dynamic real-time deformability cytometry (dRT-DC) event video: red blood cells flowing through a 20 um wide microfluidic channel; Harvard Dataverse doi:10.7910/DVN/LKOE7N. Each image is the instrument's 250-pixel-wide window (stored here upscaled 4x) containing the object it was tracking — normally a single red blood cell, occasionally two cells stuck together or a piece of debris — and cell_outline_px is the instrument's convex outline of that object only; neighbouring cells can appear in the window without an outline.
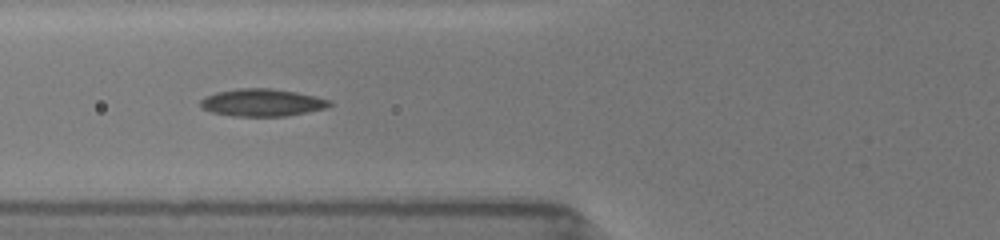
{"species": "common noctule bat (a hibernating species)", "species_latin": "Nyctalus noctula", "temperature_condition": "room temperature", "stored_images_in_passage": 18, "camera_frame_rate_fps": 3000, "um_per_image_px": 0.085, "animal": {"sex": "female", "body_mass_g": 19.5, "forearm_length_mm": 54.1}, "frame": {"image": 1, "passage_image": 15, "time_ms": 6.667, "image_size_px": [1000, 240], "cell_outline_px": [[332, 104], [328, 108], [288, 116], [232, 116], [212, 112], [204, 108], [200, 104], [200, 100], [204, 96], [216, 92], [236, 88], [272, 88], [296, 92], [316, 96], [332, 100]], "centroid_in_image_um": [22.31, 8.71], "position_along_channel_um": 103.5, "area_um2": 20.87}}